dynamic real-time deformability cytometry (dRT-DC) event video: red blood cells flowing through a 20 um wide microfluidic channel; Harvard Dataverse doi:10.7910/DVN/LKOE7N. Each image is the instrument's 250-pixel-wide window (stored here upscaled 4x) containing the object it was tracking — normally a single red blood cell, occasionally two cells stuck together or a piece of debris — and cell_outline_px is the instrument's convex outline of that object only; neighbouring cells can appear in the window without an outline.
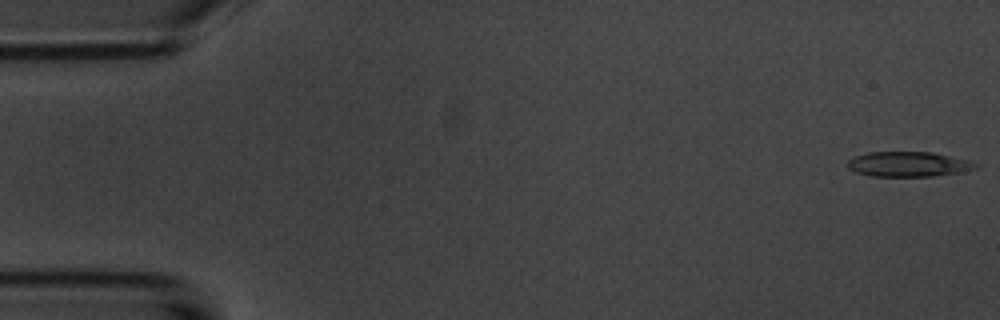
{"species": "common noctule bat (a hibernating species)", "species_latin": "Nyctalus noctula", "temperature_condition": "room temperature", "stored_images_in_passage": 49, "camera_frame_rate_fps": 3000, "um_per_image_px": 0.085, "animal": {"sex": "male", "body_mass_g": 20.1, "forearm_length_mm": 53.5}, "frame": {"image": 1, "passage_image": 1, "time_ms": 0.0, "image_size_px": [1000, 320], "cell_outline_px": [[980, 168], [964, 172], [932, 176], [872, 176], [856, 172], [848, 168], [848, 160], [856, 156], [868, 152], [932, 152], [968, 160], [980, 164]], "centroid_in_image_um": [77.28, 13.96], "position_along_channel_um": 7.7, "area_um2": 18.73}}
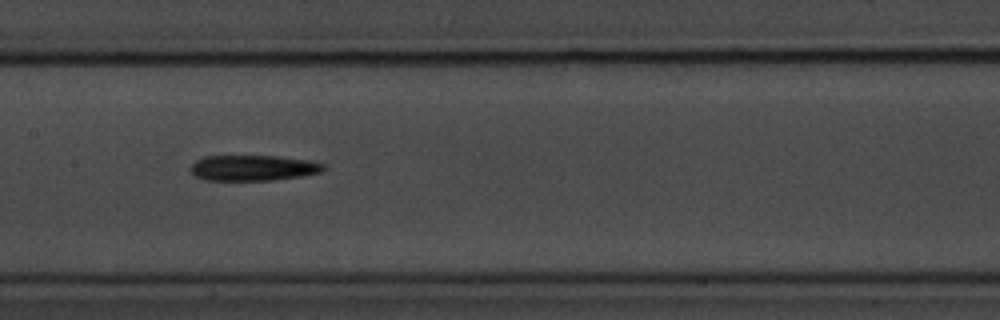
{"frame": {"image": 2, "passage_image": 26, "time_ms": 8.333, "image_size_px": [1000, 320], "cell_outline_px": [[324, 168], [320, 172], [304, 176], [272, 180], [204, 180], [196, 176], [192, 172], [192, 164], [196, 160], [204, 156], [276, 156], [312, 160], [324, 164]], "centroid_in_image_um": [21.54, 14.27], "position_along_channel_um": 185.9, "area_um2": 19.83}}
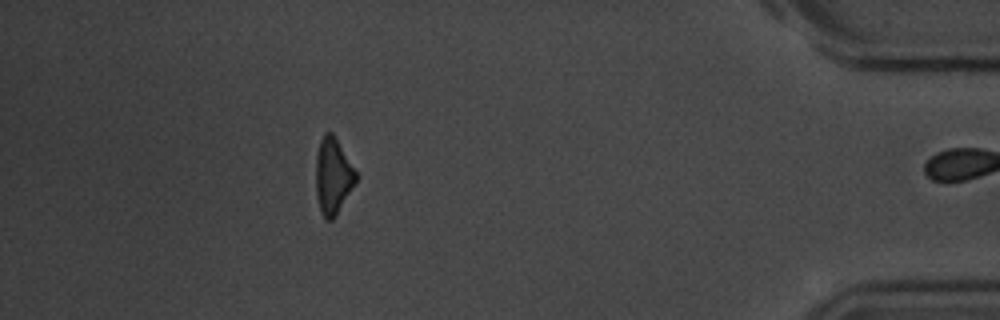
{"frame": {"image": 3, "passage_image": 48, "time_ms": 15.667, "image_size_px": [1000, 320], "cell_outline_px": [[360, 176], [336, 216], [332, 220], [324, 220], [320, 212], [316, 196], [316, 156], [320, 140], [324, 132], [332, 132]], "centroid_in_image_um": [28.31, 14.99], "position_along_channel_um": 406.9, "area_um2": 18.15}, "authors_computed_cell_mechanics": {"area_um2": 19.7098, "velocity_mm_per_s": 3.7154, "shape_relaxation_time_tau1_ms": 8.1311, "shape_relaxation_time_tau2_ms": null, "deformation_change_tau1": 0.1949, "deformation_change_tau2": null}}